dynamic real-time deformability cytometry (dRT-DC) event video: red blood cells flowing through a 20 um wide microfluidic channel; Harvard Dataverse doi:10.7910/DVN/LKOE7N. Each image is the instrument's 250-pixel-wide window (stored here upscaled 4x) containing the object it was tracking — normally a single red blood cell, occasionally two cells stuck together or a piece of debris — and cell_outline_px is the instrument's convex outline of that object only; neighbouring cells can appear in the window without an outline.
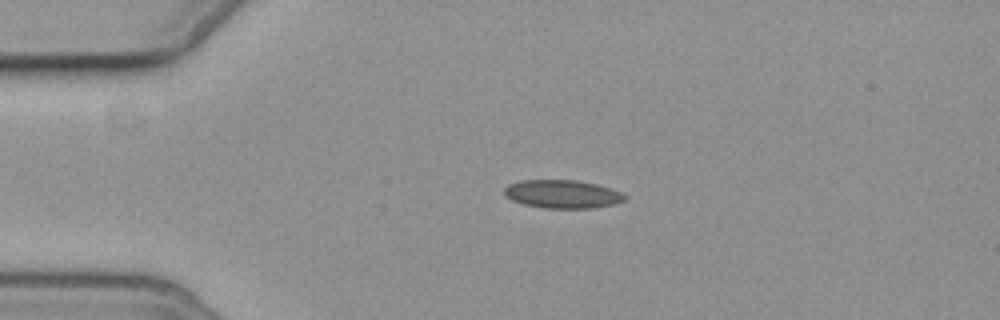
{"species": "common noctule bat (a hibernating species)", "species_latin": "Nyctalus noctula", "temperature_condition": "cold", "stored_images_in_passage": 2, "camera_frame_rate_fps": 3000, "um_per_image_px": 0.085, "animal": {"sex": "female", "body_mass_g": 19.3, "forearm_length_mm": 54.1}, "frame": {"image": 1, "passage_image": 1, "time_ms": 0.0, "image_size_px": [1000, 320], "cell_outline_px": [[628, 196], [624, 200], [612, 204], [592, 208], [544, 208], [524, 204], [512, 200], [504, 196], [504, 188], [508, 184], [520, 180], [576, 180], [596, 184], [612, 188]], "centroid_in_image_um": [47.78, 16.49], "position_along_channel_um": 37.2, "area_um2": 19.88}}